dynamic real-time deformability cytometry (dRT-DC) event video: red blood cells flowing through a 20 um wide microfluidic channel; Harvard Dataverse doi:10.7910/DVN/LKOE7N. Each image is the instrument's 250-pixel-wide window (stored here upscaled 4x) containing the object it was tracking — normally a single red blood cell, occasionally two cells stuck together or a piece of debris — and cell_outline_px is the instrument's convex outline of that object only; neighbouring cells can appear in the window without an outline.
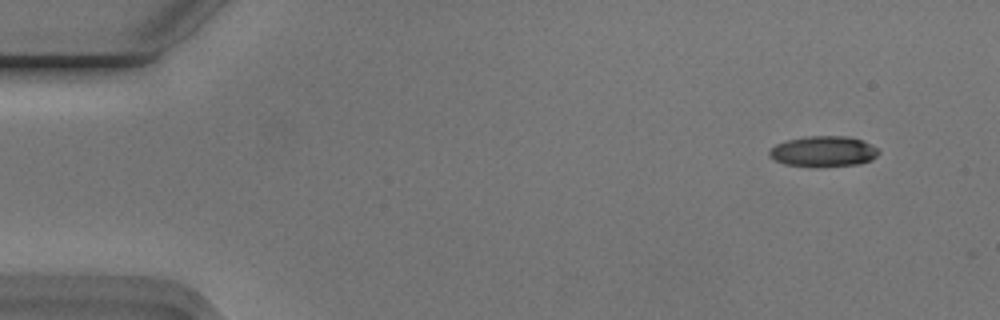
{"species": "Egyptian fruit bat (a non-hibernating species)", "species_latin": "Rousettus aegyptiacus", "temperature_condition": "cold", "stored_images_in_passage": 4, "camera_frame_rate_fps": 3000, "um_per_image_px": 0.085, "animal": {"sex": "male"}, "frame": {"image": 1, "passage_image": 1, "time_ms": 0.0, "image_size_px": [1000, 320], "cell_outline_px": [[880, 152], [872, 160], [860, 164], [820, 168], [812, 168], [784, 164], [768, 156], [768, 152], [776, 144], [788, 140], [808, 136], [848, 136], [860, 140], [876, 148]], "centroid_in_image_um": [69.97, 12.9], "position_along_channel_um": 15.0, "area_um2": 19.77}}
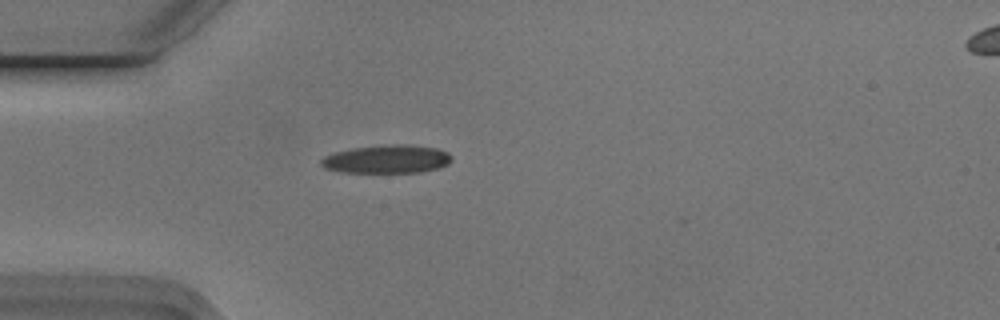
{"frame": {"image": 2, "passage_image": 4, "time_ms": 1.0, "image_size_px": [1000, 320], "cell_outline_px": [[452, 160], [448, 164], [440, 168], [420, 172], [340, 172], [324, 168], [320, 164], [320, 160], [324, 156], [336, 152], [352, 148], [392, 144], [408, 144], [436, 148], [448, 152], [452, 156]], "centroid_in_image_um": [32.9, 13.52], "position_along_channel_um": 52.1, "area_um2": 21.62}}